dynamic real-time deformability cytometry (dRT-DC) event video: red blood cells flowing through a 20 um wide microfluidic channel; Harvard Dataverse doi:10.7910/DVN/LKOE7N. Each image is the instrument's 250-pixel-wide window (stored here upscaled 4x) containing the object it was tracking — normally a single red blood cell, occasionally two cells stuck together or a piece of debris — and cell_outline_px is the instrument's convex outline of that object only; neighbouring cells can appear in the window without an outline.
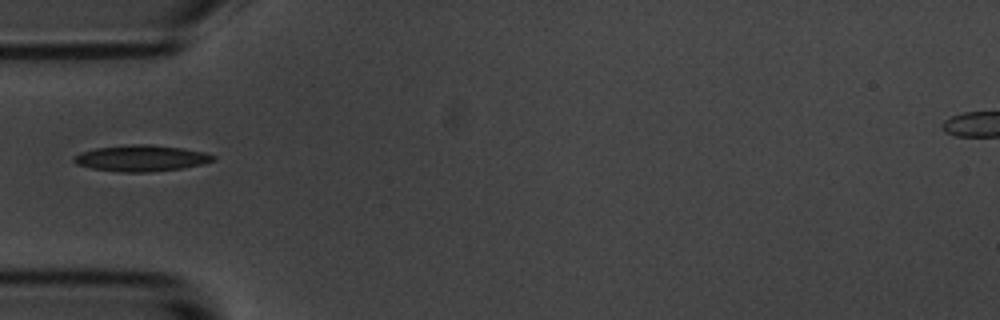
{"species": "common noctule bat (a hibernating species)", "species_latin": "Nyctalus noctula", "temperature_condition": "room temperature", "stored_images_in_passage": 7, "camera_frame_rate_fps": 3000, "um_per_image_px": 0.085, "animal": {"sex": "male", "body_mass_g": 20.1, "forearm_length_mm": 53.5}, "frame": {"image": 1, "passage_image": 1, "time_ms": 0.0, "image_size_px": [1000, 320], "cell_outline_px": [[216, 160], [184, 168], [148, 172], [124, 172], [92, 168], [76, 164], [72, 160], [80, 152], [96, 148], [132, 144], [148, 144], [184, 148], [204, 152], [216, 156]], "centroid_in_image_um": [12.03, 13.44], "position_along_channel_um": 73.0, "area_um2": 21.15}}
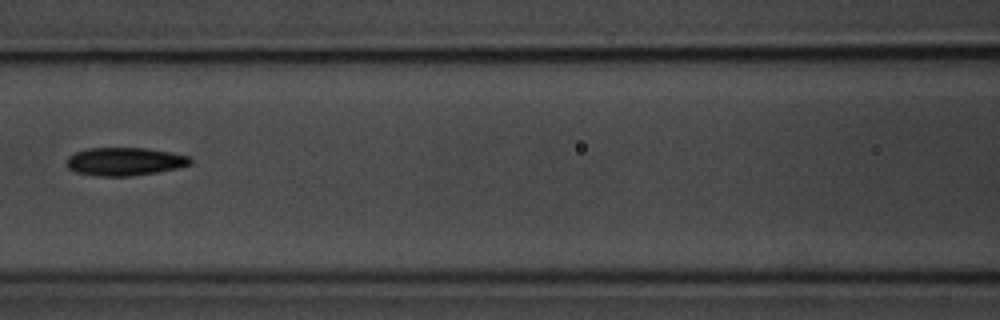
{"frame": {"image": 2, "passage_image": 3, "time_ms": 2.333, "image_size_px": [1000, 320], "cell_outline_px": [[192, 164], [180, 168], [156, 172], [128, 176], [96, 176], [76, 172], [68, 168], [68, 156], [76, 152], [88, 148], [144, 148], [168, 152], [188, 156], [192, 160]], "centroid_in_image_um": [10.61, 13.73], "position_along_channel_um": 156.0, "area_um2": 20.11}}
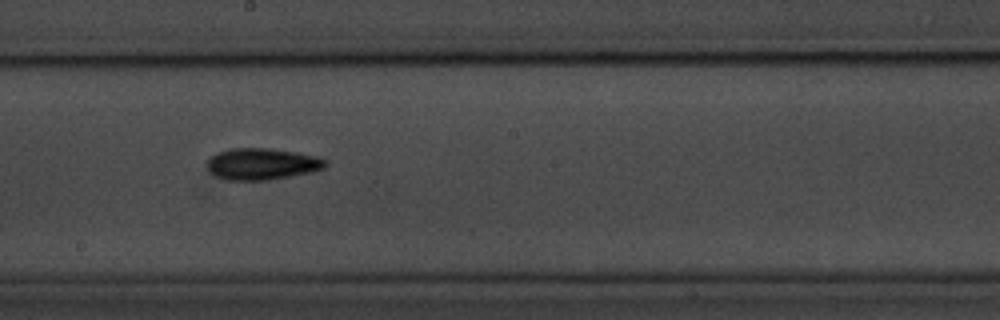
{"frame": {"image": 3, "passage_image": 5, "time_ms": 4.333, "image_size_px": [1000, 320], "cell_outline_px": [[328, 164], [324, 168], [312, 172], [268, 180], [228, 180], [216, 176], [208, 168], [208, 160], [216, 152], [232, 148], [268, 148], [296, 152], [316, 156], [328, 160]], "centroid_in_image_um": [22.3, 13.93], "position_along_channel_um": 225.9, "area_um2": 21.73}}